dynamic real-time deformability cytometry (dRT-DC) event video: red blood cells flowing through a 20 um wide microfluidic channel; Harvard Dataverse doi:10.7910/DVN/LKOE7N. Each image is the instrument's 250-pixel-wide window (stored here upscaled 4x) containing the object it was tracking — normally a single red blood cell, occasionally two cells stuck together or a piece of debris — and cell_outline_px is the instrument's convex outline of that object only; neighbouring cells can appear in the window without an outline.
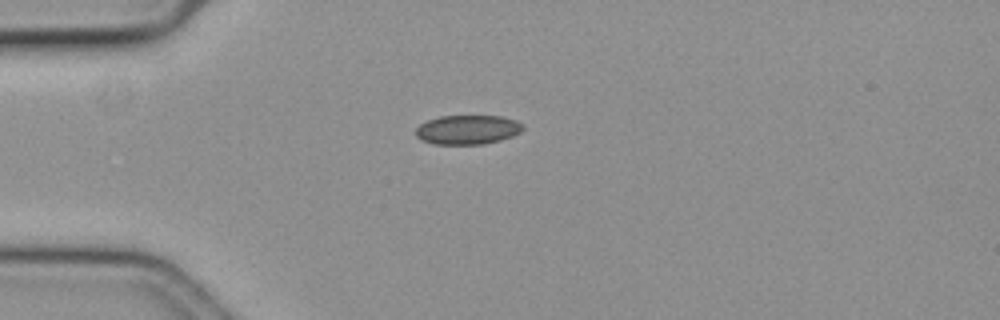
{"species": "common noctule bat (a hibernating species)", "species_latin": "Nyctalus noctula", "temperature_condition": "cold", "stored_images_in_passage": 44, "camera_frame_rate_fps": 3000, "um_per_image_px": 0.085, "animal": {"sex": "female", "body_mass_g": 19.3, "forearm_length_mm": 54.1}, "frame": {"image": 1, "passage_image": 1, "time_ms": 0.0, "image_size_px": [1000, 320], "cell_outline_px": [[524, 128], [520, 132], [512, 136], [500, 140], [484, 144], [436, 144], [420, 140], [416, 136], [416, 128], [420, 124], [428, 120], [440, 116], [500, 116], [516, 120], [524, 124]], "centroid_in_image_um": [39.75, 11.02], "position_along_channel_um": 45.2, "area_um2": 18.32}}
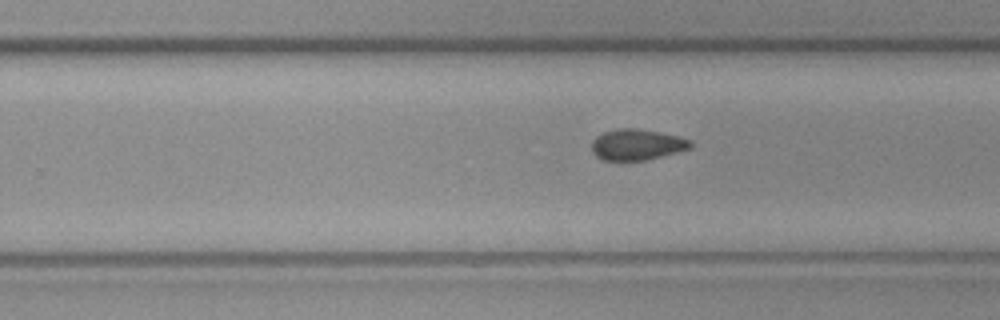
{"frame": {"image": 2, "passage_image": 22, "time_ms": 7.0, "image_size_px": [1000, 320], "cell_outline_px": [[692, 148], [644, 160], [604, 160], [596, 156], [592, 152], [592, 140], [596, 136], [604, 132], [616, 128], [636, 128], [676, 136], [688, 140], [692, 144]], "centroid_in_image_um": [54.08, 12.29], "position_along_channel_um": 275.7, "area_um2": 17.51}}
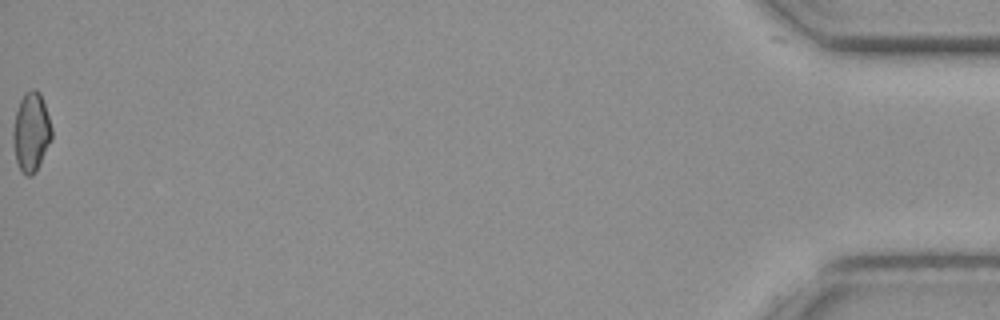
{"frame": {"image": 3, "passage_image": 44, "time_ms": 14.333, "image_size_px": [1000, 320], "cell_outline_px": [[52, 140], [36, 172], [32, 176], [28, 176], [20, 168], [16, 160], [12, 140], [12, 132], [16, 112], [20, 100], [24, 92], [32, 88], [36, 88], [40, 92], [52, 128]], "centroid_in_image_um": [2.65, 11.21], "position_along_channel_um": 432.5, "area_um2": 17.92}, "authors_computed_cell_mechanics": {"area_um2": 18.0625, "velocity_mm_per_s": 3.5848, "shape_relaxation_time_tau1_ms": null, "shape_relaxation_time_tau2_ms": 7.8073, "deformation_change_tau1": null, "deformation_change_tau2": 0.119}}